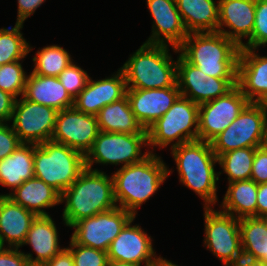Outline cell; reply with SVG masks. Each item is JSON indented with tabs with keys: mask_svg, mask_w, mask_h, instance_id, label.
<instances>
[{
	"mask_svg": "<svg viewBox=\"0 0 267 266\" xmlns=\"http://www.w3.org/2000/svg\"><path fill=\"white\" fill-rule=\"evenodd\" d=\"M65 202L63 221L71 227L81 219L109 211L118 206L114 196L112 176L98 169L85 168L78 178L61 194Z\"/></svg>",
	"mask_w": 267,
	"mask_h": 266,
	"instance_id": "6da1fadb",
	"label": "cell"
},
{
	"mask_svg": "<svg viewBox=\"0 0 267 266\" xmlns=\"http://www.w3.org/2000/svg\"><path fill=\"white\" fill-rule=\"evenodd\" d=\"M172 49L210 77L237 78L241 48L222 33H188L183 43Z\"/></svg>",
	"mask_w": 267,
	"mask_h": 266,
	"instance_id": "7a4b0ae2",
	"label": "cell"
},
{
	"mask_svg": "<svg viewBox=\"0 0 267 266\" xmlns=\"http://www.w3.org/2000/svg\"><path fill=\"white\" fill-rule=\"evenodd\" d=\"M149 152L141 162L121 167L112 175L116 203L135 217L136 209L154 195L172 172L161 157Z\"/></svg>",
	"mask_w": 267,
	"mask_h": 266,
	"instance_id": "3957f363",
	"label": "cell"
},
{
	"mask_svg": "<svg viewBox=\"0 0 267 266\" xmlns=\"http://www.w3.org/2000/svg\"><path fill=\"white\" fill-rule=\"evenodd\" d=\"M171 154L177 165L180 182L192 189L209 208L217 202L219 174L215 172L217 156L210 142L195 140L171 148Z\"/></svg>",
	"mask_w": 267,
	"mask_h": 266,
	"instance_id": "277c9868",
	"label": "cell"
},
{
	"mask_svg": "<svg viewBox=\"0 0 267 266\" xmlns=\"http://www.w3.org/2000/svg\"><path fill=\"white\" fill-rule=\"evenodd\" d=\"M168 45L144 42L120 68L127 89H164L177 84V61Z\"/></svg>",
	"mask_w": 267,
	"mask_h": 266,
	"instance_id": "5b68a950",
	"label": "cell"
},
{
	"mask_svg": "<svg viewBox=\"0 0 267 266\" xmlns=\"http://www.w3.org/2000/svg\"><path fill=\"white\" fill-rule=\"evenodd\" d=\"M85 156L52 140L34 144V177L62 194L85 169Z\"/></svg>",
	"mask_w": 267,
	"mask_h": 266,
	"instance_id": "8992f818",
	"label": "cell"
},
{
	"mask_svg": "<svg viewBox=\"0 0 267 266\" xmlns=\"http://www.w3.org/2000/svg\"><path fill=\"white\" fill-rule=\"evenodd\" d=\"M198 117L199 105L180 95L167 112L147 129V146L164 148L173 142V148L198 140ZM174 140L177 142L174 143Z\"/></svg>",
	"mask_w": 267,
	"mask_h": 266,
	"instance_id": "52a82bcc",
	"label": "cell"
},
{
	"mask_svg": "<svg viewBox=\"0 0 267 266\" xmlns=\"http://www.w3.org/2000/svg\"><path fill=\"white\" fill-rule=\"evenodd\" d=\"M142 145H148L147 133H116L100 131L91 149L85 155V167L92 170L93 163L124 164L141 162L150 152L141 153ZM141 154V155H140Z\"/></svg>",
	"mask_w": 267,
	"mask_h": 266,
	"instance_id": "ba28073f",
	"label": "cell"
},
{
	"mask_svg": "<svg viewBox=\"0 0 267 266\" xmlns=\"http://www.w3.org/2000/svg\"><path fill=\"white\" fill-rule=\"evenodd\" d=\"M267 103L249 102L239 116L220 134L210 141L215 155L246 147H260Z\"/></svg>",
	"mask_w": 267,
	"mask_h": 266,
	"instance_id": "9c48e42d",
	"label": "cell"
},
{
	"mask_svg": "<svg viewBox=\"0 0 267 266\" xmlns=\"http://www.w3.org/2000/svg\"><path fill=\"white\" fill-rule=\"evenodd\" d=\"M204 207V243L225 266H236L243 258L239 219Z\"/></svg>",
	"mask_w": 267,
	"mask_h": 266,
	"instance_id": "30bf717a",
	"label": "cell"
},
{
	"mask_svg": "<svg viewBox=\"0 0 267 266\" xmlns=\"http://www.w3.org/2000/svg\"><path fill=\"white\" fill-rule=\"evenodd\" d=\"M134 217L130 212L117 206L73 224L71 227L75 230L71 239L76 244L107 252L111 242Z\"/></svg>",
	"mask_w": 267,
	"mask_h": 266,
	"instance_id": "8fae6325",
	"label": "cell"
},
{
	"mask_svg": "<svg viewBox=\"0 0 267 266\" xmlns=\"http://www.w3.org/2000/svg\"><path fill=\"white\" fill-rule=\"evenodd\" d=\"M58 111L24 96L16 99L11 125L19 140L25 144H41L51 140Z\"/></svg>",
	"mask_w": 267,
	"mask_h": 266,
	"instance_id": "7c38bea8",
	"label": "cell"
},
{
	"mask_svg": "<svg viewBox=\"0 0 267 266\" xmlns=\"http://www.w3.org/2000/svg\"><path fill=\"white\" fill-rule=\"evenodd\" d=\"M249 100L235 85L225 95L199 105L198 140L210 142L241 113Z\"/></svg>",
	"mask_w": 267,
	"mask_h": 266,
	"instance_id": "4fadbf2b",
	"label": "cell"
},
{
	"mask_svg": "<svg viewBox=\"0 0 267 266\" xmlns=\"http://www.w3.org/2000/svg\"><path fill=\"white\" fill-rule=\"evenodd\" d=\"M99 132L96 115L71 107L58 111L51 140L71 147L85 156Z\"/></svg>",
	"mask_w": 267,
	"mask_h": 266,
	"instance_id": "5bb4252c",
	"label": "cell"
},
{
	"mask_svg": "<svg viewBox=\"0 0 267 266\" xmlns=\"http://www.w3.org/2000/svg\"><path fill=\"white\" fill-rule=\"evenodd\" d=\"M135 217L122 229L111 242L107 251L108 260L132 263L141 266H155L161 257H156L152 239L139 225L131 226Z\"/></svg>",
	"mask_w": 267,
	"mask_h": 266,
	"instance_id": "9a60e30c",
	"label": "cell"
},
{
	"mask_svg": "<svg viewBox=\"0 0 267 266\" xmlns=\"http://www.w3.org/2000/svg\"><path fill=\"white\" fill-rule=\"evenodd\" d=\"M178 84L164 89H127L132 112L144 129L164 115L180 96Z\"/></svg>",
	"mask_w": 267,
	"mask_h": 266,
	"instance_id": "2e32d148",
	"label": "cell"
},
{
	"mask_svg": "<svg viewBox=\"0 0 267 266\" xmlns=\"http://www.w3.org/2000/svg\"><path fill=\"white\" fill-rule=\"evenodd\" d=\"M147 7L153 17L152 35L146 43L170 44L178 48L188 32L185 29L175 0H147Z\"/></svg>",
	"mask_w": 267,
	"mask_h": 266,
	"instance_id": "e0dca14e",
	"label": "cell"
},
{
	"mask_svg": "<svg viewBox=\"0 0 267 266\" xmlns=\"http://www.w3.org/2000/svg\"><path fill=\"white\" fill-rule=\"evenodd\" d=\"M255 50L240 49L237 86L249 102L267 103V56H259Z\"/></svg>",
	"mask_w": 267,
	"mask_h": 266,
	"instance_id": "ac0fdd59",
	"label": "cell"
},
{
	"mask_svg": "<svg viewBox=\"0 0 267 266\" xmlns=\"http://www.w3.org/2000/svg\"><path fill=\"white\" fill-rule=\"evenodd\" d=\"M127 86L119 68L111 77L94 81L89 78L86 87L74 98L73 107L86 114L97 115L108 104L126 95Z\"/></svg>",
	"mask_w": 267,
	"mask_h": 266,
	"instance_id": "d6986e66",
	"label": "cell"
},
{
	"mask_svg": "<svg viewBox=\"0 0 267 266\" xmlns=\"http://www.w3.org/2000/svg\"><path fill=\"white\" fill-rule=\"evenodd\" d=\"M218 31L240 48L243 46L242 38L250 39L255 23L256 0H219ZM231 29L225 31L223 27Z\"/></svg>",
	"mask_w": 267,
	"mask_h": 266,
	"instance_id": "ffe728a7",
	"label": "cell"
},
{
	"mask_svg": "<svg viewBox=\"0 0 267 266\" xmlns=\"http://www.w3.org/2000/svg\"><path fill=\"white\" fill-rule=\"evenodd\" d=\"M36 214L15 203L8 196L0 202V247L20 248L26 238Z\"/></svg>",
	"mask_w": 267,
	"mask_h": 266,
	"instance_id": "44dd1931",
	"label": "cell"
},
{
	"mask_svg": "<svg viewBox=\"0 0 267 266\" xmlns=\"http://www.w3.org/2000/svg\"><path fill=\"white\" fill-rule=\"evenodd\" d=\"M58 232L56 225L50 215L36 216L26 235L23 245H31L37 254L33 258L32 254H25L28 263L46 264L64 248L59 246Z\"/></svg>",
	"mask_w": 267,
	"mask_h": 266,
	"instance_id": "7402d4cb",
	"label": "cell"
},
{
	"mask_svg": "<svg viewBox=\"0 0 267 266\" xmlns=\"http://www.w3.org/2000/svg\"><path fill=\"white\" fill-rule=\"evenodd\" d=\"M27 100L61 111L73 107L74 99L53 76H41L31 72L27 77L25 92Z\"/></svg>",
	"mask_w": 267,
	"mask_h": 266,
	"instance_id": "603a6c76",
	"label": "cell"
},
{
	"mask_svg": "<svg viewBox=\"0 0 267 266\" xmlns=\"http://www.w3.org/2000/svg\"><path fill=\"white\" fill-rule=\"evenodd\" d=\"M6 196L37 216L49 215L42 208H50L61 203V194L36 177L24 181L18 188L12 193L6 194Z\"/></svg>",
	"mask_w": 267,
	"mask_h": 266,
	"instance_id": "cb8c5ba5",
	"label": "cell"
},
{
	"mask_svg": "<svg viewBox=\"0 0 267 266\" xmlns=\"http://www.w3.org/2000/svg\"><path fill=\"white\" fill-rule=\"evenodd\" d=\"M188 33L217 32L219 5L214 0H175Z\"/></svg>",
	"mask_w": 267,
	"mask_h": 266,
	"instance_id": "d4e9b609",
	"label": "cell"
},
{
	"mask_svg": "<svg viewBox=\"0 0 267 266\" xmlns=\"http://www.w3.org/2000/svg\"><path fill=\"white\" fill-rule=\"evenodd\" d=\"M34 177V144H21L10 156L0 160V184L12 192Z\"/></svg>",
	"mask_w": 267,
	"mask_h": 266,
	"instance_id": "484cf974",
	"label": "cell"
},
{
	"mask_svg": "<svg viewBox=\"0 0 267 266\" xmlns=\"http://www.w3.org/2000/svg\"><path fill=\"white\" fill-rule=\"evenodd\" d=\"M100 131L126 134L147 133L131 110L127 96L105 105L96 115Z\"/></svg>",
	"mask_w": 267,
	"mask_h": 266,
	"instance_id": "4316f807",
	"label": "cell"
},
{
	"mask_svg": "<svg viewBox=\"0 0 267 266\" xmlns=\"http://www.w3.org/2000/svg\"><path fill=\"white\" fill-rule=\"evenodd\" d=\"M257 191L258 184L252 179L229 183L221 204L222 212L238 219L257 217Z\"/></svg>",
	"mask_w": 267,
	"mask_h": 266,
	"instance_id": "83f0119b",
	"label": "cell"
},
{
	"mask_svg": "<svg viewBox=\"0 0 267 266\" xmlns=\"http://www.w3.org/2000/svg\"><path fill=\"white\" fill-rule=\"evenodd\" d=\"M243 257L267 263V218L239 219Z\"/></svg>",
	"mask_w": 267,
	"mask_h": 266,
	"instance_id": "f1b7e54d",
	"label": "cell"
},
{
	"mask_svg": "<svg viewBox=\"0 0 267 266\" xmlns=\"http://www.w3.org/2000/svg\"><path fill=\"white\" fill-rule=\"evenodd\" d=\"M258 147H246L223 153L217 161L224 173L228 175V183L251 178L255 150Z\"/></svg>",
	"mask_w": 267,
	"mask_h": 266,
	"instance_id": "f546056e",
	"label": "cell"
},
{
	"mask_svg": "<svg viewBox=\"0 0 267 266\" xmlns=\"http://www.w3.org/2000/svg\"><path fill=\"white\" fill-rule=\"evenodd\" d=\"M33 73L41 76L58 77L72 61L71 55L63 47L51 45L37 51Z\"/></svg>",
	"mask_w": 267,
	"mask_h": 266,
	"instance_id": "4dcf8cb0",
	"label": "cell"
},
{
	"mask_svg": "<svg viewBox=\"0 0 267 266\" xmlns=\"http://www.w3.org/2000/svg\"><path fill=\"white\" fill-rule=\"evenodd\" d=\"M208 75L188 63L180 54L177 57V84L180 94L196 104H201V85Z\"/></svg>",
	"mask_w": 267,
	"mask_h": 266,
	"instance_id": "1f68e13d",
	"label": "cell"
},
{
	"mask_svg": "<svg viewBox=\"0 0 267 266\" xmlns=\"http://www.w3.org/2000/svg\"><path fill=\"white\" fill-rule=\"evenodd\" d=\"M23 24L15 23L12 28H0V66L24 59L32 50L23 38Z\"/></svg>",
	"mask_w": 267,
	"mask_h": 266,
	"instance_id": "d6a6232c",
	"label": "cell"
},
{
	"mask_svg": "<svg viewBox=\"0 0 267 266\" xmlns=\"http://www.w3.org/2000/svg\"><path fill=\"white\" fill-rule=\"evenodd\" d=\"M19 61L0 66V89L13 95L16 99L24 95L28 75Z\"/></svg>",
	"mask_w": 267,
	"mask_h": 266,
	"instance_id": "836d02e7",
	"label": "cell"
},
{
	"mask_svg": "<svg viewBox=\"0 0 267 266\" xmlns=\"http://www.w3.org/2000/svg\"><path fill=\"white\" fill-rule=\"evenodd\" d=\"M74 260V266H107V252L92 247L76 244L70 240V247H67Z\"/></svg>",
	"mask_w": 267,
	"mask_h": 266,
	"instance_id": "e575fe53",
	"label": "cell"
},
{
	"mask_svg": "<svg viewBox=\"0 0 267 266\" xmlns=\"http://www.w3.org/2000/svg\"><path fill=\"white\" fill-rule=\"evenodd\" d=\"M267 44V0H256L255 23L250 39L241 48L257 49Z\"/></svg>",
	"mask_w": 267,
	"mask_h": 266,
	"instance_id": "d590c367",
	"label": "cell"
},
{
	"mask_svg": "<svg viewBox=\"0 0 267 266\" xmlns=\"http://www.w3.org/2000/svg\"><path fill=\"white\" fill-rule=\"evenodd\" d=\"M57 78L74 99L86 87L90 77L87 71L71 62Z\"/></svg>",
	"mask_w": 267,
	"mask_h": 266,
	"instance_id": "8d00e7d4",
	"label": "cell"
},
{
	"mask_svg": "<svg viewBox=\"0 0 267 266\" xmlns=\"http://www.w3.org/2000/svg\"><path fill=\"white\" fill-rule=\"evenodd\" d=\"M235 85L237 78L208 77L201 85V104L225 95Z\"/></svg>",
	"mask_w": 267,
	"mask_h": 266,
	"instance_id": "74e56055",
	"label": "cell"
},
{
	"mask_svg": "<svg viewBox=\"0 0 267 266\" xmlns=\"http://www.w3.org/2000/svg\"><path fill=\"white\" fill-rule=\"evenodd\" d=\"M21 144H23L12 126L0 122V160L10 156Z\"/></svg>",
	"mask_w": 267,
	"mask_h": 266,
	"instance_id": "f35d334b",
	"label": "cell"
},
{
	"mask_svg": "<svg viewBox=\"0 0 267 266\" xmlns=\"http://www.w3.org/2000/svg\"><path fill=\"white\" fill-rule=\"evenodd\" d=\"M250 179L256 184L267 183V151L261 147L255 150Z\"/></svg>",
	"mask_w": 267,
	"mask_h": 266,
	"instance_id": "ab89813d",
	"label": "cell"
},
{
	"mask_svg": "<svg viewBox=\"0 0 267 266\" xmlns=\"http://www.w3.org/2000/svg\"><path fill=\"white\" fill-rule=\"evenodd\" d=\"M19 248L0 247V266H25L28 261Z\"/></svg>",
	"mask_w": 267,
	"mask_h": 266,
	"instance_id": "60d3db41",
	"label": "cell"
},
{
	"mask_svg": "<svg viewBox=\"0 0 267 266\" xmlns=\"http://www.w3.org/2000/svg\"><path fill=\"white\" fill-rule=\"evenodd\" d=\"M16 98L0 89V122L11 121Z\"/></svg>",
	"mask_w": 267,
	"mask_h": 266,
	"instance_id": "b9f144b4",
	"label": "cell"
},
{
	"mask_svg": "<svg viewBox=\"0 0 267 266\" xmlns=\"http://www.w3.org/2000/svg\"><path fill=\"white\" fill-rule=\"evenodd\" d=\"M45 0H18V24H23L24 21L31 16L36 9L42 5Z\"/></svg>",
	"mask_w": 267,
	"mask_h": 266,
	"instance_id": "7bdbcfd3",
	"label": "cell"
},
{
	"mask_svg": "<svg viewBox=\"0 0 267 266\" xmlns=\"http://www.w3.org/2000/svg\"><path fill=\"white\" fill-rule=\"evenodd\" d=\"M257 217L267 218V183L258 184Z\"/></svg>",
	"mask_w": 267,
	"mask_h": 266,
	"instance_id": "ee69618b",
	"label": "cell"
},
{
	"mask_svg": "<svg viewBox=\"0 0 267 266\" xmlns=\"http://www.w3.org/2000/svg\"><path fill=\"white\" fill-rule=\"evenodd\" d=\"M43 266H74L72 253L68 248H64Z\"/></svg>",
	"mask_w": 267,
	"mask_h": 266,
	"instance_id": "f6af8a7d",
	"label": "cell"
},
{
	"mask_svg": "<svg viewBox=\"0 0 267 266\" xmlns=\"http://www.w3.org/2000/svg\"><path fill=\"white\" fill-rule=\"evenodd\" d=\"M236 266H267V263L262 260L243 257Z\"/></svg>",
	"mask_w": 267,
	"mask_h": 266,
	"instance_id": "bcb514c9",
	"label": "cell"
},
{
	"mask_svg": "<svg viewBox=\"0 0 267 266\" xmlns=\"http://www.w3.org/2000/svg\"><path fill=\"white\" fill-rule=\"evenodd\" d=\"M260 147L267 151V118L265 120L264 129H263V136Z\"/></svg>",
	"mask_w": 267,
	"mask_h": 266,
	"instance_id": "7dc6e473",
	"label": "cell"
},
{
	"mask_svg": "<svg viewBox=\"0 0 267 266\" xmlns=\"http://www.w3.org/2000/svg\"><path fill=\"white\" fill-rule=\"evenodd\" d=\"M107 266H139L132 263L109 260Z\"/></svg>",
	"mask_w": 267,
	"mask_h": 266,
	"instance_id": "c3c4849f",
	"label": "cell"
},
{
	"mask_svg": "<svg viewBox=\"0 0 267 266\" xmlns=\"http://www.w3.org/2000/svg\"><path fill=\"white\" fill-rule=\"evenodd\" d=\"M155 266H178L171 261L165 259V258H160Z\"/></svg>",
	"mask_w": 267,
	"mask_h": 266,
	"instance_id": "681fc988",
	"label": "cell"
},
{
	"mask_svg": "<svg viewBox=\"0 0 267 266\" xmlns=\"http://www.w3.org/2000/svg\"><path fill=\"white\" fill-rule=\"evenodd\" d=\"M25 266H43L41 264L27 263Z\"/></svg>",
	"mask_w": 267,
	"mask_h": 266,
	"instance_id": "f907efd6",
	"label": "cell"
},
{
	"mask_svg": "<svg viewBox=\"0 0 267 266\" xmlns=\"http://www.w3.org/2000/svg\"><path fill=\"white\" fill-rule=\"evenodd\" d=\"M6 196V194L0 195V202L2 201L3 197Z\"/></svg>",
	"mask_w": 267,
	"mask_h": 266,
	"instance_id": "816d5d0a",
	"label": "cell"
}]
</instances>
